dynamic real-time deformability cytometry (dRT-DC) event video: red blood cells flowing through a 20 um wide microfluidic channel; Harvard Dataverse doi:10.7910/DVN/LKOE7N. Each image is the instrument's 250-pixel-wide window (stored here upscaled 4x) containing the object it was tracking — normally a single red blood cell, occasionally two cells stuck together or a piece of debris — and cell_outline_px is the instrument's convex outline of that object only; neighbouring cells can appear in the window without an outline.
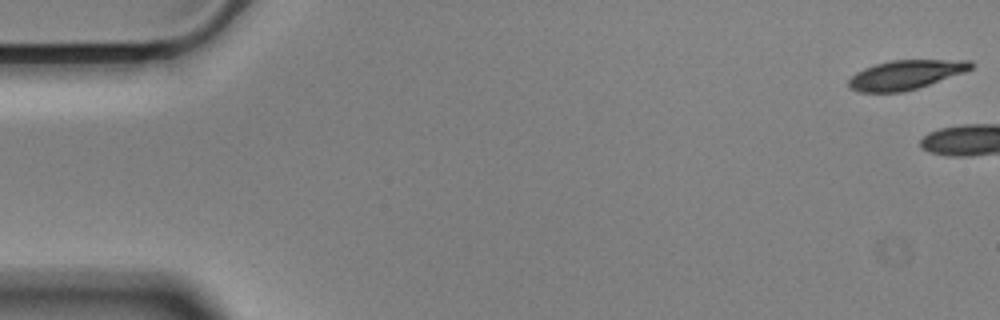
{"species": "Egyptian fruit bat (a non-hibernating species)", "species_latin": "Rousettus aegyptiacus", "temperature_condition": "cold", "stored_images_in_passage": 8, "camera_frame_rate_fps": 3000, "um_per_image_px": 0.085, "animal": {"sex": "male"}, "frame": {"image": 1, "passage_image": 1, "time_ms": 0.0, "image_size_px": [1000, 320], "cell_outline_px": [[972, 68], [964, 72], [904, 92], [860, 92], [848, 88], [848, 80], [856, 72], [864, 68], [876, 64], [892, 60], [972, 60]], "centroid_in_image_um": [76.94, 6.35], "position_along_channel_um": 8.1, "area_um2": 20.63}}